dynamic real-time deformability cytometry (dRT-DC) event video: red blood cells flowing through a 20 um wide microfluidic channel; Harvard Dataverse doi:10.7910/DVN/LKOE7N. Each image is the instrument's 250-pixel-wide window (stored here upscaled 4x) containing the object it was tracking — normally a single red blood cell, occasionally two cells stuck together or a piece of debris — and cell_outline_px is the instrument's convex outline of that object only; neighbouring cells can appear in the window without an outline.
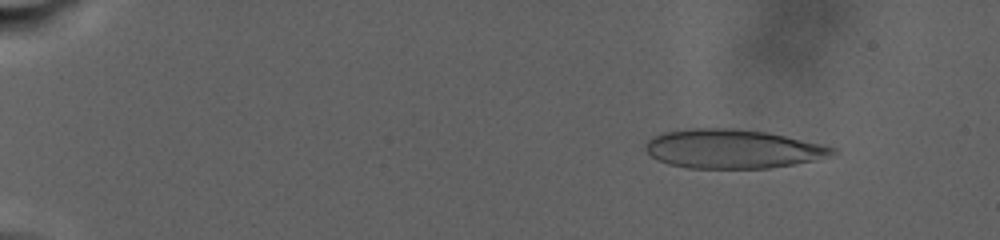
{"species": "human", "species_latin": "Homo sapiens", "temperature_condition": "warm", "stored_images_in_passage": 125, "camera_frame_rate_fps": 3000, "um_per_image_px": 0.085, "donor": {"sex": "male"}, "frame": {"image": 1, "passage_image": 20, "time_ms": 3.667, "image_size_px": [1000, 240], "cell_outline_px": [[836, 152], [812, 160], [792, 164], [768, 168], [688, 168], [668, 164], [656, 160], [644, 148], [644, 144], [652, 136], [660, 132], [692, 128], [736, 128], [768, 132], [824, 144], [836, 148]], "centroid_in_image_um": [62.2, 12.64], "position_along_channel_um": 22.8, "area_um2": 42.6}}
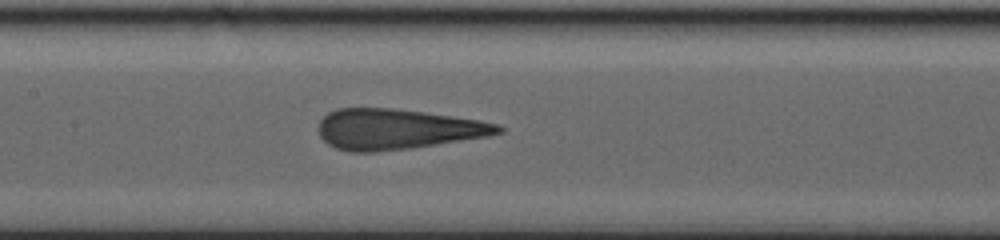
{"frame": {"image": 2, "passage_image": 86, "time_ms": 16.0, "image_size_px": [1000, 240], "cell_outline_px": [[504, 132], [488, 136], [412, 148], [376, 152], [352, 152], [336, 148], [328, 144], [320, 136], [320, 120], [328, 112], [336, 108], [392, 108], [424, 112], [480, 120], [500, 124], [504, 128]], "centroid_in_image_um": [33.79, 10.98], "position_along_channel_um": 173.6, "area_um2": 42.31}}
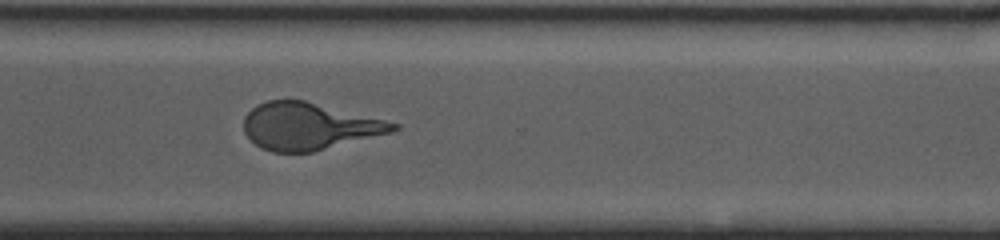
{"frame": {"image": 3, "passage_image": 124, "time_ms": 23.333, "image_size_px": [1000, 240], "cell_outline_px": [[400, 128], [392, 132], [312, 152], [272, 152], [260, 148], [244, 132], [244, 116], [256, 104], [268, 100], [304, 100], [400, 124]], "centroid_in_image_um": [26.23, 10.73], "position_along_channel_um": 344.4, "area_um2": 40.63}}